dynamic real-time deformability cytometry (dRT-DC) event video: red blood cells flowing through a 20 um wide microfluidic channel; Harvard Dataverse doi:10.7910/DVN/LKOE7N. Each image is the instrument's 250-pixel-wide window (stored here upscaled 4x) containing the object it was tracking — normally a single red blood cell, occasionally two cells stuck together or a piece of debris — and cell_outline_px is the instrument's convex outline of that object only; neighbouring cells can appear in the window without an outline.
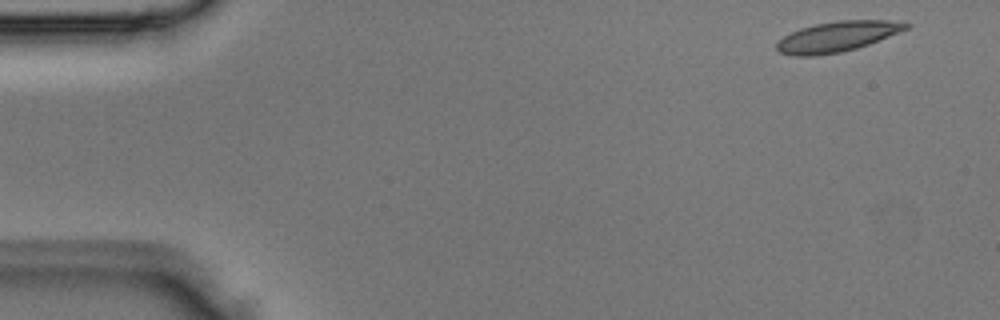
{"species": "Egyptian fruit bat (a non-hibernating species)", "species_latin": "Rousettus aegyptiacus", "temperature_condition": "room temperature", "stored_images_in_passage": 2, "segment_of_instrument_passage": [2, 2], "camera_frame_rate_fps": 3000, "um_per_image_px": 0.085, "animal": {"sex": "male"}, "frame": {"image": 1, "passage_image": 2, "time_ms": 0.333, "image_size_px": [1000, 320], "cell_outline_px": [[912, 24], [908, 28], [868, 44], [856, 48], [840, 52], [816, 56], [792, 56], [780, 52], [776, 48], [776, 44], [784, 36], [800, 28], [816, 24], [836, 20], [888, 20]], "centroid_in_image_um": [71.13, 3.11], "position_along_channel_um": 13.9, "area_um2": 22.6}}